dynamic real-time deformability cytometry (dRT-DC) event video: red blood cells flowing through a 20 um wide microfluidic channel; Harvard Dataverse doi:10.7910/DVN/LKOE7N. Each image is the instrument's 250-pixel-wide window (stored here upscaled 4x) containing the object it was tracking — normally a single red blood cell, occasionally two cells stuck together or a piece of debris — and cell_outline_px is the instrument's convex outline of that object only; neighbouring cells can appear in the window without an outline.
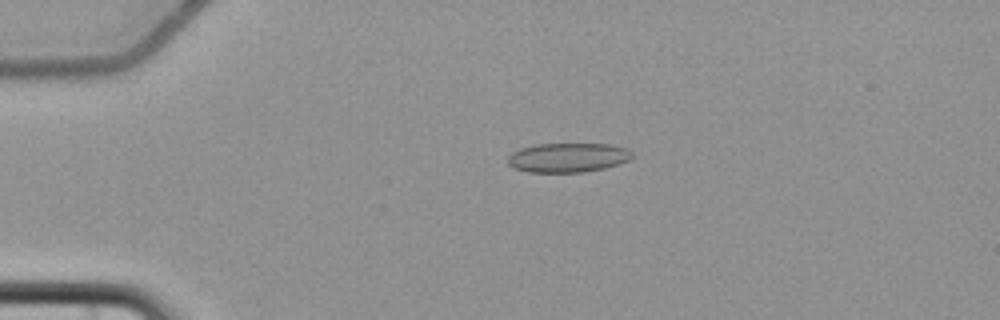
{"species": "common noctule bat (a hibernating species)", "species_latin": "Nyctalus noctula", "temperature_condition": "cold", "stored_images_in_passage": 5, "camera_frame_rate_fps": 3000, "um_per_image_px": 0.085, "animal": {"sex": "female", "body_mass_g": 22.7, "forearm_length_mm": 54.2}, "frame": {"image": 1, "passage_image": 4, "time_ms": 3.667, "image_size_px": [1000, 320], "cell_outline_px": [[632, 156], [628, 160], [620, 164], [604, 168], [584, 172], [528, 172], [516, 168], [508, 164], [508, 156], [512, 152], [520, 148], [536, 144], [608, 144], [628, 148], [632, 152]], "centroid_in_image_um": [48.28, 13.39], "position_along_channel_um": 36.7, "area_um2": 21.27}}